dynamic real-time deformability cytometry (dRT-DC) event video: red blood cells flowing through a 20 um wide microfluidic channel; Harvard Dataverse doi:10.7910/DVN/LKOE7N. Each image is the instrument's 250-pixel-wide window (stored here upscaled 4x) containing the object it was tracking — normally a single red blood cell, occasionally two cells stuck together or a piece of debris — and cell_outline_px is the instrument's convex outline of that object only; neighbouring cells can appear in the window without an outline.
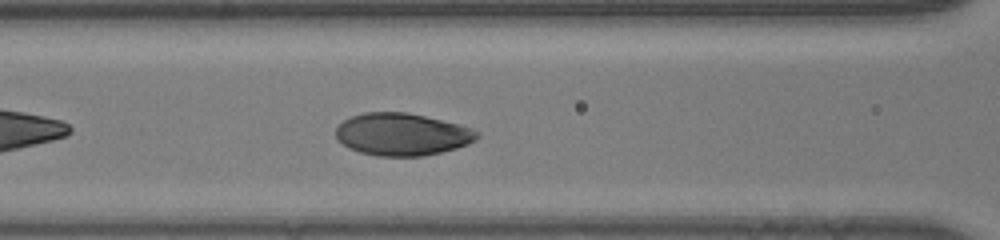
{"species": "human", "species_latin": "Homo sapiens", "temperature_condition": "room temperature", "stored_images_in_passage": 30, "camera_frame_rate_fps": 3000, "um_per_image_px": 0.085, "donor": {"sex": "male"}, "frame": {"image": 1, "passage_image": 6, "time_ms": 1.667, "image_size_px": [1000, 240], "cell_outline_px": [[480, 136], [476, 140], [468, 144], [456, 148], [424, 156], [380, 156], [360, 152], [348, 148], [336, 140], [336, 128], [344, 120], [352, 116], [364, 112], [404, 112], [424, 116], [472, 128], [480, 132]], "centroid_in_image_um": [34.16, 11.42], "position_along_channel_um": 132.4, "area_um2": 34.8}}
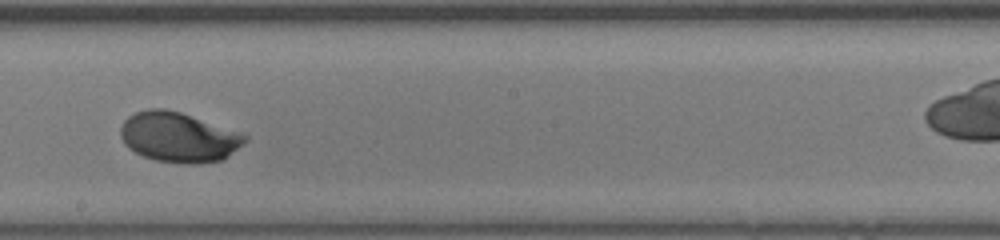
{"frame": {"image": 2, "passage_image": 13, "time_ms": 4.0, "image_size_px": [1000, 240], "cell_outline_px": [[248, 140], [244, 144], [224, 160], [200, 164], [184, 164], [156, 160], [144, 156], [128, 148], [124, 144], [120, 136], [120, 128], [124, 120], [128, 116], [136, 112], [148, 108], [164, 108], [180, 112], [240, 132], [248, 136]], "centroid_in_image_um": [15.19, 11.67], "position_along_channel_um": 233.0, "area_um2": 36.47}}
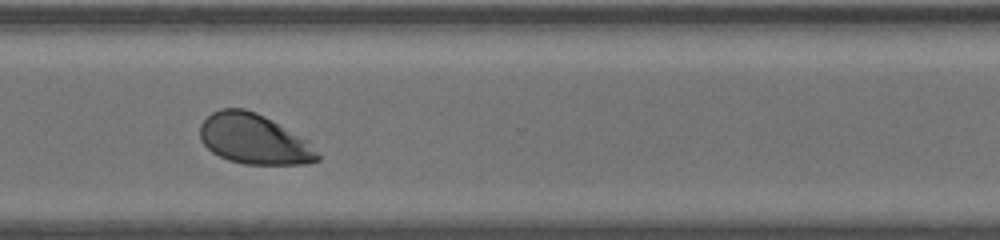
{"frame": {"image": 3, "passage_image": 21, "time_ms": 6.667, "image_size_px": [1000, 240], "cell_outline_px": [[320, 160], [308, 164], [244, 164], [228, 160], [212, 152], [200, 140], [200, 124], [212, 112], [220, 108], [244, 108], [256, 112], [264, 116], [308, 140], [320, 156]], "centroid_in_image_um": [21.59, 11.83], "position_along_channel_um": 349.0, "area_um2": 34.33}}